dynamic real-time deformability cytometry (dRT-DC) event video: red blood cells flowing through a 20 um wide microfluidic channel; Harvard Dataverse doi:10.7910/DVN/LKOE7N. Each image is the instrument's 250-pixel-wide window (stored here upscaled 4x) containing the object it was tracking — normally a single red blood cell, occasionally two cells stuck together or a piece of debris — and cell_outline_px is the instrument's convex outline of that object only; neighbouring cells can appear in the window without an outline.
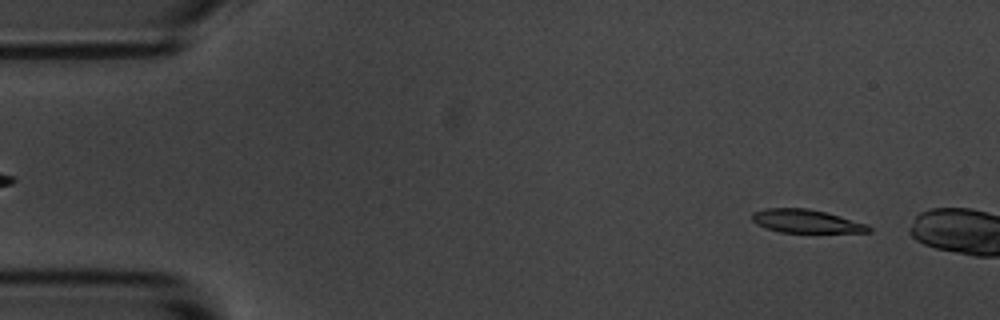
{"species": "common noctule bat (a hibernating species)", "species_latin": "Nyctalus noctula", "temperature_condition": "room temperature", "stored_images_in_passage": 8, "camera_frame_rate_fps": 3000, "um_per_image_px": 0.085, "animal": {"sex": "male", "body_mass_g": 20.1, "forearm_length_mm": 53.5}, "frame": {"image": 1, "passage_image": 4, "time_ms": 1.0, "image_size_px": [1000, 320], "cell_outline_px": [[872, 232], [780, 232], [764, 228], [756, 224], [752, 220], [752, 212], [764, 208], [808, 208], [828, 212], [868, 224], [872, 228]], "centroid_in_image_um": [68.52, 18.79], "position_along_channel_um": 16.5, "area_um2": 16.07}}